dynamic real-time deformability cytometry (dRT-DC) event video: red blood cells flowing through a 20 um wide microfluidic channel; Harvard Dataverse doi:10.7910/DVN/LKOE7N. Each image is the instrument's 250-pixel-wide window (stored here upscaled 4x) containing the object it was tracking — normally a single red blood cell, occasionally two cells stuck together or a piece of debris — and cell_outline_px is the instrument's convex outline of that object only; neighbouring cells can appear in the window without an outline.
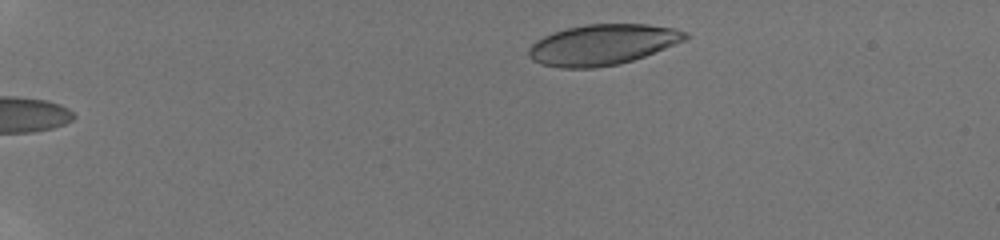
{"species": "human", "species_latin": "Homo sapiens", "temperature_condition": "room temperature", "stored_images_in_passage": 2, "camera_frame_rate_fps": 3000, "um_per_image_px": 0.085, "donor": {"sex": "male"}, "frame": {"image": 1, "passage_image": 2, "time_ms": 1.333, "image_size_px": [1000, 240], "cell_outline_px": [[688, 36], [684, 40], [644, 56], [620, 64], [596, 68], [560, 68], [540, 64], [532, 60], [528, 56], [528, 48], [536, 40], [552, 32], [584, 24], [648, 24], [676, 28], [688, 32]], "centroid_in_image_um": [51.17, 3.8], "position_along_channel_um": 33.8, "area_um2": 37.17}}